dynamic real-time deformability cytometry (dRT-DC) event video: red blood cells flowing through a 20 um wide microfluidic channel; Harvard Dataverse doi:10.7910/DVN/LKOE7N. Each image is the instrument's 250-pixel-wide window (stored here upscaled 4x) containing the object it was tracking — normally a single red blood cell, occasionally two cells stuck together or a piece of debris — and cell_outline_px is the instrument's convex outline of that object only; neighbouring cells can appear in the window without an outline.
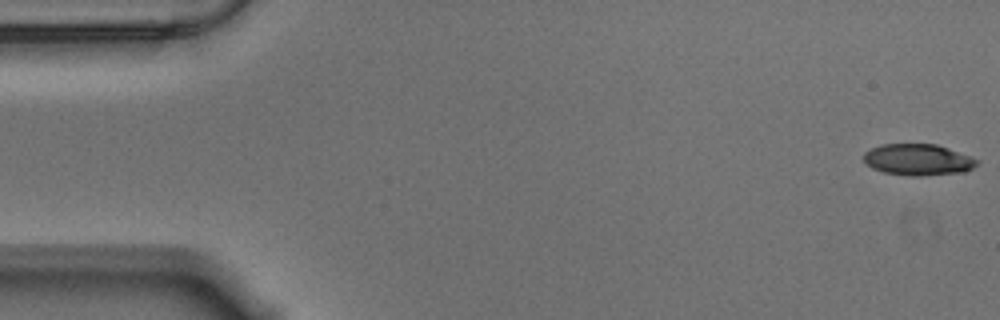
{"species": "Egyptian fruit bat (a non-hibernating species)", "species_latin": "Rousettus aegyptiacus", "temperature_condition": "warm", "stored_images_in_passage": 57, "camera_frame_rate_fps": 3000, "um_per_image_px": 0.085, "animal": {"sex": "male"}, "frame": {"image": 1, "passage_image": 1, "time_ms": 0.0, "image_size_px": [1000, 320], "cell_outline_px": [[980, 160], [972, 168], [964, 172], [920, 176], [912, 176], [884, 172], [872, 168], [864, 160], [864, 152], [880, 144], [936, 144], [948, 148]], "centroid_in_image_um": [78.03, 13.57], "position_along_channel_um": 7.0, "area_um2": 20.58}}
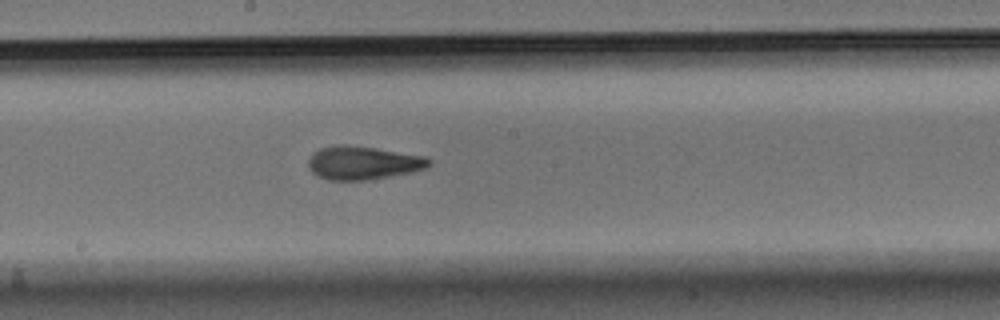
{"frame": {"image": 2, "passage_image": 30, "time_ms": 9.667, "image_size_px": [1000, 320], "cell_outline_px": [[432, 164], [428, 168], [412, 172], [368, 180], [328, 180], [316, 176], [308, 168], [308, 160], [312, 152], [320, 148], [340, 144], [376, 148], [424, 156], [432, 160]], "centroid_in_image_um": [30.85, 13.85], "position_along_channel_um": 217.4, "area_um2": 23.7}}
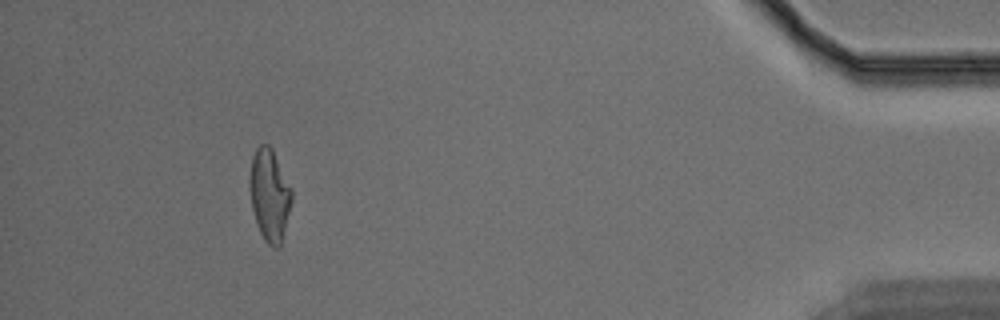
{"frame": {"image": 3, "passage_image": 52, "time_ms": 17.0, "image_size_px": [1000, 320], "cell_outline_px": [[292, 200], [280, 244], [276, 248], [272, 248], [264, 240], [256, 224], [252, 208], [248, 180], [252, 156], [256, 148], [260, 144], [268, 144], [272, 148], [292, 188]], "centroid_in_image_um": [22.89, 16.53], "position_along_channel_um": 412.3, "area_um2": 22.6}, "authors_computed_cell_mechanics": {"area_um2": 22.542, "velocity_mm_per_s": 3.5393, "shape_relaxation_time_tau1_ms": 7.8658, "shape_relaxation_time_tau2_ms": 2.0652, "deformation_change_tau1": 0.2341, "deformation_change_tau2": 0.099}}